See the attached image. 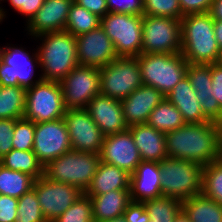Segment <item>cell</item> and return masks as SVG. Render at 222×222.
I'll use <instances>...</instances> for the list:
<instances>
[{
  "label": "cell",
  "mask_w": 222,
  "mask_h": 222,
  "mask_svg": "<svg viewBox=\"0 0 222 222\" xmlns=\"http://www.w3.org/2000/svg\"><path fill=\"white\" fill-rule=\"evenodd\" d=\"M214 0H179L183 15L208 13Z\"/></svg>",
  "instance_id": "obj_44"
},
{
  "label": "cell",
  "mask_w": 222,
  "mask_h": 222,
  "mask_svg": "<svg viewBox=\"0 0 222 222\" xmlns=\"http://www.w3.org/2000/svg\"><path fill=\"white\" fill-rule=\"evenodd\" d=\"M109 12L143 15V0H106Z\"/></svg>",
  "instance_id": "obj_40"
},
{
  "label": "cell",
  "mask_w": 222,
  "mask_h": 222,
  "mask_svg": "<svg viewBox=\"0 0 222 222\" xmlns=\"http://www.w3.org/2000/svg\"><path fill=\"white\" fill-rule=\"evenodd\" d=\"M181 54L190 64L219 63L222 52L209 13L187 14L181 19Z\"/></svg>",
  "instance_id": "obj_3"
},
{
  "label": "cell",
  "mask_w": 222,
  "mask_h": 222,
  "mask_svg": "<svg viewBox=\"0 0 222 222\" xmlns=\"http://www.w3.org/2000/svg\"><path fill=\"white\" fill-rule=\"evenodd\" d=\"M15 119H0V158L13 149Z\"/></svg>",
  "instance_id": "obj_41"
},
{
  "label": "cell",
  "mask_w": 222,
  "mask_h": 222,
  "mask_svg": "<svg viewBox=\"0 0 222 222\" xmlns=\"http://www.w3.org/2000/svg\"><path fill=\"white\" fill-rule=\"evenodd\" d=\"M220 159L222 160V143H221Z\"/></svg>",
  "instance_id": "obj_52"
},
{
  "label": "cell",
  "mask_w": 222,
  "mask_h": 222,
  "mask_svg": "<svg viewBox=\"0 0 222 222\" xmlns=\"http://www.w3.org/2000/svg\"><path fill=\"white\" fill-rule=\"evenodd\" d=\"M65 112L60 82L41 80L26 88L23 118L34 123L47 122L63 118Z\"/></svg>",
  "instance_id": "obj_9"
},
{
  "label": "cell",
  "mask_w": 222,
  "mask_h": 222,
  "mask_svg": "<svg viewBox=\"0 0 222 222\" xmlns=\"http://www.w3.org/2000/svg\"><path fill=\"white\" fill-rule=\"evenodd\" d=\"M26 88L0 86V119H21L25 113Z\"/></svg>",
  "instance_id": "obj_29"
},
{
  "label": "cell",
  "mask_w": 222,
  "mask_h": 222,
  "mask_svg": "<svg viewBox=\"0 0 222 222\" xmlns=\"http://www.w3.org/2000/svg\"><path fill=\"white\" fill-rule=\"evenodd\" d=\"M186 75L201 103L204 115L210 121L222 124V109L212 96L211 64L188 63Z\"/></svg>",
  "instance_id": "obj_20"
},
{
  "label": "cell",
  "mask_w": 222,
  "mask_h": 222,
  "mask_svg": "<svg viewBox=\"0 0 222 222\" xmlns=\"http://www.w3.org/2000/svg\"><path fill=\"white\" fill-rule=\"evenodd\" d=\"M143 204L153 222H174L176 215L182 209L181 200L166 196L146 200Z\"/></svg>",
  "instance_id": "obj_33"
},
{
  "label": "cell",
  "mask_w": 222,
  "mask_h": 222,
  "mask_svg": "<svg viewBox=\"0 0 222 222\" xmlns=\"http://www.w3.org/2000/svg\"><path fill=\"white\" fill-rule=\"evenodd\" d=\"M36 42L42 80L61 82L78 66L76 37L67 31H56L31 38ZM40 41V42H39Z\"/></svg>",
  "instance_id": "obj_2"
},
{
  "label": "cell",
  "mask_w": 222,
  "mask_h": 222,
  "mask_svg": "<svg viewBox=\"0 0 222 222\" xmlns=\"http://www.w3.org/2000/svg\"><path fill=\"white\" fill-rule=\"evenodd\" d=\"M100 26V17L73 2L66 21L65 31L77 37Z\"/></svg>",
  "instance_id": "obj_32"
},
{
  "label": "cell",
  "mask_w": 222,
  "mask_h": 222,
  "mask_svg": "<svg viewBox=\"0 0 222 222\" xmlns=\"http://www.w3.org/2000/svg\"><path fill=\"white\" fill-rule=\"evenodd\" d=\"M34 179L20 171H14L0 164V194L20 198L32 189Z\"/></svg>",
  "instance_id": "obj_31"
},
{
  "label": "cell",
  "mask_w": 222,
  "mask_h": 222,
  "mask_svg": "<svg viewBox=\"0 0 222 222\" xmlns=\"http://www.w3.org/2000/svg\"><path fill=\"white\" fill-rule=\"evenodd\" d=\"M180 111L185 123H204L210 120L204 115L196 92L187 75L165 96Z\"/></svg>",
  "instance_id": "obj_23"
},
{
  "label": "cell",
  "mask_w": 222,
  "mask_h": 222,
  "mask_svg": "<svg viewBox=\"0 0 222 222\" xmlns=\"http://www.w3.org/2000/svg\"><path fill=\"white\" fill-rule=\"evenodd\" d=\"M140 152L142 161L161 162L167 158L165 133L154 129L147 123L128 127Z\"/></svg>",
  "instance_id": "obj_24"
},
{
  "label": "cell",
  "mask_w": 222,
  "mask_h": 222,
  "mask_svg": "<svg viewBox=\"0 0 222 222\" xmlns=\"http://www.w3.org/2000/svg\"><path fill=\"white\" fill-rule=\"evenodd\" d=\"M126 222H153L141 202H131L123 213Z\"/></svg>",
  "instance_id": "obj_43"
},
{
  "label": "cell",
  "mask_w": 222,
  "mask_h": 222,
  "mask_svg": "<svg viewBox=\"0 0 222 222\" xmlns=\"http://www.w3.org/2000/svg\"><path fill=\"white\" fill-rule=\"evenodd\" d=\"M18 198L0 194V222H15Z\"/></svg>",
  "instance_id": "obj_42"
},
{
  "label": "cell",
  "mask_w": 222,
  "mask_h": 222,
  "mask_svg": "<svg viewBox=\"0 0 222 222\" xmlns=\"http://www.w3.org/2000/svg\"><path fill=\"white\" fill-rule=\"evenodd\" d=\"M164 99L165 95L152 86L138 87L121 101L126 125L147 123L152 110Z\"/></svg>",
  "instance_id": "obj_21"
},
{
  "label": "cell",
  "mask_w": 222,
  "mask_h": 222,
  "mask_svg": "<svg viewBox=\"0 0 222 222\" xmlns=\"http://www.w3.org/2000/svg\"><path fill=\"white\" fill-rule=\"evenodd\" d=\"M74 2L100 18L109 12L106 0H74Z\"/></svg>",
  "instance_id": "obj_46"
},
{
  "label": "cell",
  "mask_w": 222,
  "mask_h": 222,
  "mask_svg": "<svg viewBox=\"0 0 222 222\" xmlns=\"http://www.w3.org/2000/svg\"><path fill=\"white\" fill-rule=\"evenodd\" d=\"M202 194L222 206V160L211 162L203 168Z\"/></svg>",
  "instance_id": "obj_34"
},
{
  "label": "cell",
  "mask_w": 222,
  "mask_h": 222,
  "mask_svg": "<svg viewBox=\"0 0 222 222\" xmlns=\"http://www.w3.org/2000/svg\"><path fill=\"white\" fill-rule=\"evenodd\" d=\"M86 110L104 136L128 129L120 100L99 94L90 100Z\"/></svg>",
  "instance_id": "obj_19"
},
{
  "label": "cell",
  "mask_w": 222,
  "mask_h": 222,
  "mask_svg": "<svg viewBox=\"0 0 222 222\" xmlns=\"http://www.w3.org/2000/svg\"><path fill=\"white\" fill-rule=\"evenodd\" d=\"M103 222H126V220L123 216H121V217L113 218L111 220H107Z\"/></svg>",
  "instance_id": "obj_51"
},
{
  "label": "cell",
  "mask_w": 222,
  "mask_h": 222,
  "mask_svg": "<svg viewBox=\"0 0 222 222\" xmlns=\"http://www.w3.org/2000/svg\"><path fill=\"white\" fill-rule=\"evenodd\" d=\"M211 77H212V96L217 100L220 108L222 109V64H211Z\"/></svg>",
  "instance_id": "obj_45"
},
{
  "label": "cell",
  "mask_w": 222,
  "mask_h": 222,
  "mask_svg": "<svg viewBox=\"0 0 222 222\" xmlns=\"http://www.w3.org/2000/svg\"><path fill=\"white\" fill-rule=\"evenodd\" d=\"M174 222H190L186 213L181 209V211L176 215Z\"/></svg>",
  "instance_id": "obj_49"
},
{
  "label": "cell",
  "mask_w": 222,
  "mask_h": 222,
  "mask_svg": "<svg viewBox=\"0 0 222 222\" xmlns=\"http://www.w3.org/2000/svg\"><path fill=\"white\" fill-rule=\"evenodd\" d=\"M137 60L143 84L152 86L165 96L186 76L188 62L181 52L174 54L141 53L137 56Z\"/></svg>",
  "instance_id": "obj_6"
},
{
  "label": "cell",
  "mask_w": 222,
  "mask_h": 222,
  "mask_svg": "<svg viewBox=\"0 0 222 222\" xmlns=\"http://www.w3.org/2000/svg\"><path fill=\"white\" fill-rule=\"evenodd\" d=\"M100 26L112 40L118 57H137L142 53V15L108 12Z\"/></svg>",
  "instance_id": "obj_8"
},
{
  "label": "cell",
  "mask_w": 222,
  "mask_h": 222,
  "mask_svg": "<svg viewBox=\"0 0 222 222\" xmlns=\"http://www.w3.org/2000/svg\"><path fill=\"white\" fill-rule=\"evenodd\" d=\"M159 167L163 196L183 201L201 194L204 166L167 157L159 162Z\"/></svg>",
  "instance_id": "obj_5"
},
{
  "label": "cell",
  "mask_w": 222,
  "mask_h": 222,
  "mask_svg": "<svg viewBox=\"0 0 222 222\" xmlns=\"http://www.w3.org/2000/svg\"><path fill=\"white\" fill-rule=\"evenodd\" d=\"M214 35L217 41L218 47L222 52V21L214 20Z\"/></svg>",
  "instance_id": "obj_48"
},
{
  "label": "cell",
  "mask_w": 222,
  "mask_h": 222,
  "mask_svg": "<svg viewBox=\"0 0 222 222\" xmlns=\"http://www.w3.org/2000/svg\"><path fill=\"white\" fill-rule=\"evenodd\" d=\"M182 210L190 222H222V206L202 193L183 200Z\"/></svg>",
  "instance_id": "obj_27"
},
{
  "label": "cell",
  "mask_w": 222,
  "mask_h": 222,
  "mask_svg": "<svg viewBox=\"0 0 222 222\" xmlns=\"http://www.w3.org/2000/svg\"><path fill=\"white\" fill-rule=\"evenodd\" d=\"M53 222H94L90 197L83 193Z\"/></svg>",
  "instance_id": "obj_36"
},
{
  "label": "cell",
  "mask_w": 222,
  "mask_h": 222,
  "mask_svg": "<svg viewBox=\"0 0 222 222\" xmlns=\"http://www.w3.org/2000/svg\"><path fill=\"white\" fill-rule=\"evenodd\" d=\"M0 164L14 171H20L31 176L34 180L44 175V167L38 161L36 154L31 151L12 149L0 158Z\"/></svg>",
  "instance_id": "obj_28"
},
{
  "label": "cell",
  "mask_w": 222,
  "mask_h": 222,
  "mask_svg": "<svg viewBox=\"0 0 222 222\" xmlns=\"http://www.w3.org/2000/svg\"><path fill=\"white\" fill-rule=\"evenodd\" d=\"M147 124L158 131L167 133L182 127L185 122L177 107L165 98L152 110Z\"/></svg>",
  "instance_id": "obj_30"
},
{
  "label": "cell",
  "mask_w": 222,
  "mask_h": 222,
  "mask_svg": "<svg viewBox=\"0 0 222 222\" xmlns=\"http://www.w3.org/2000/svg\"><path fill=\"white\" fill-rule=\"evenodd\" d=\"M208 13L214 20L222 21V0H214Z\"/></svg>",
  "instance_id": "obj_47"
},
{
  "label": "cell",
  "mask_w": 222,
  "mask_h": 222,
  "mask_svg": "<svg viewBox=\"0 0 222 222\" xmlns=\"http://www.w3.org/2000/svg\"><path fill=\"white\" fill-rule=\"evenodd\" d=\"M100 94L122 101L143 85L137 57H118L99 69Z\"/></svg>",
  "instance_id": "obj_10"
},
{
  "label": "cell",
  "mask_w": 222,
  "mask_h": 222,
  "mask_svg": "<svg viewBox=\"0 0 222 222\" xmlns=\"http://www.w3.org/2000/svg\"><path fill=\"white\" fill-rule=\"evenodd\" d=\"M32 188L47 222H53L84 193L75 186L49 180L44 175L34 180Z\"/></svg>",
  "instance_id": "obj_13"
},
{
  "label": "cell",
  "mask_w": 222,
  "mask_h": 222,
  "mask_svg": "<svg viewBox=\"0 0 222 222\" xmlns=\"http://www.w3.org/2000/svg\"><path fill=\"white\" fill-rule=\"evenodd\" d=\"M60 84L66 110L86 109L90 100L100 94L99 68L78 65Z\"/></svg>",
  "instance_id": "obj_12"
},
{
  "label": "cell",
  "mask_w": 222,
  "mask_h": 222,
  "mask_svg": "<svg viewBox=\"0 0 222 222\" xmlns=\"http://www.w3.org/2000/svg\"><path fill=\"white\" fill-rule=\"evenodd\" d=\"M78 64L102 68L118 58L112 40L101 26L76 37Z\"/></svg>",
  "instance_id": "obj_16"
},
{
  "label": "cell",
  "mask_w": 222,
  "mask_h": 222,
  "mask_svg": "<svg viewBox=\"0 0 222 222\" xmlns=\"http://www.w3.org/2000/svg\"><path fill=\"white\" fill-rule=\"evenodd\" d=\"M39 68L36 48L28 50L11 42L0 45V86L32 87L42 80Z\"/></svg>",
  "instance_id": "obj_4"
},
{
  "label": "cell",
  "mask_w": 222,
  "mask_h": 222,
  "mask_svg": "<svg viewBox=\"0 0 222 222\" xmlns=\"http://www.w3.org/2000/svg\"><path fill=\"white\" fill-rule=\"evenodd\" d=\"M100 161L108 163L132 174L141 163L138 151L131 132H124L104 136L100 151Z\"/></svg>",
  "instance_id": "obj_17"
},
{
  "label": "cell",
  "mask_w": 222,
  "mask_h": 222,
  "mask_svg": "<svg viewBox=\"0 0 222 222\" xmlns=\"http://www.w3.org/2000/svg\"><path fill=\"white\" fill-rule=\"evenodd\" d=\"M2 1L3 0H0V17H1V19H2V21L4 22L5 20H7V18H8V14H9V10L8 9H5L4 7H2V6H4L3 4H2ZM2 4V5H1ZM8 10V11H7ZM8 13V14H7ZM6 18V19H5Z\"/></svg>",
  "instance_id": "obj_50"
},
{
  "label": "cell",
  "mask_w": 222,
  "mask_h": 222,
  "mask_svg": "<svg viewBox=\"0 0 222 222\" xmlns=\"http://www.w3.org/2000/svg\"><path fill=\"white\" fill-rule=\"evenodd\" d=\"M9 2V6L13 9V12H17L23 16L24 26H26L30 20L35 16L36 12L44 4V0H3L2 3Z\"/></svg>",
  "instance_id": "obj_39"
},
{
  "label": "cell",
  "mask_w": 222,
  "mask_h": 222,
  "mask_svg": "<svg viewBox=\"0 0 222 222\" xmlns=\"http://www.w3.org/2000/svg\"><path fill=\"white\" fill-rule=\"evenodd\" d=\"M94 222H103L123 216L132 202L130 190H112L90 197Z\"/></svg>",
  "instance_id": "obj_26"
},
{
  "label": "cell",
  "mask_w": 222,
  "mask_h": 222,
  "mask_svg": "<svg viewBox=\"0 0 222 222\" xmlns=\"http://www.w3.org/2000/svg\"><path fill=\"white\" fill-rule=\"evenodd\" d=\"M12 137L13 149L33 150L35 123L25 118L16 119Z\"/></svg>",
  "instance_id": "obj_38"
},
{
  "label": "cell",
  "mask_w": 222,
  "mask_h": 222,
  "mask_svg": "<svg viewBox=\"0 0 222 222\" xmlns=\"http://www.w3.org/2000/svg\"><path fill=\"white\" fill-rule=\"evenodd\" d=\"M130 174L117 166L100 162L91 184L84 192L93 197L112 190H129Z\"/></svg>",
  "instance_id": "obj_25"
},
{
  "label": "cell",
  "mask_w": 222,
  "mask_h": 222,
  "mask_svg": "<svg viewBox=\"0 0 222 222\" xmlns=\"http://www.w3.org/2000/svg\"><path fill=\"white\" fill-rule=\"evenodd\" d=\"M181 52V20L142 15V53Z\"/></svg>",
  "instance_id": "obj_11"
},
{
  "label": "cell",
  "mask_w": 222,
  "mask_h": 222,
  "mask_svg": "<svg viewBox=\"0 0 222 222\" xmlns=\"http://www.w3.org/2000/svg\"><path fill=\"white\" fill-rule=\"evenodd\" d=\"M15 222H47L32 188L18 199L17 217Z\"/></svg>",
  "instance_id": "obj_35"
},
{
  "label": "cell",
  "mask_w": 222,
  "mask_h": 222,
  "mask_svg": "<svg viewBox=\"0 0 222 222\" xmlns=\"http://www.w3.org/2000/svg\"><path fill=\"white\" fill-rule=\"evenodd\" d=\"M70 150V137L63 118L35 123L33 152L43 167Z\"/></svg>",
  "instance_id": "obj_14"
},
{
  "label": "cell",
  "mask_w": 222,
  "mask_h": 222,
  "mask_svg": "<svg viewBox=\"0 0 222 222\" xmlns=\"http://www.w3.org/2000/svg\"><path fill=\"white\" fill-rule=\"evenodd\" d=\"M143 16L170 17L181 20L179 0H143Z\"/></svg>",
  "instance_id": "obj_37"
},
{
  "label": "cell",
  "mask_w": 222,
  "mask_h": 222,
  "mask_svg": "<svg viewBox=\"0 0 222 222\" xmlns=\"http://www.w3.org/2000/svg\"><path fill=\"white\" fill-rule=\"evenodd\" d=\"M74 151L100 154L104 135L86 109L66 110L63 117Z\"/></svg>",
  "instance_id": "obj_15"
},
{
  "label": "cell",
  "mask_w": 222,
  "mask_h": 222,
  "mask_svg": "<svg viewBox=\"0 0 222 222\" xmlns=\"http://www.w3.org/2000/svg\"><path fill=\"white\" fill-rule=\"evenodd\" d=\"M129 190L132 202L162 197L159 162L141 161L130 175Z\"/></svg>",
  "instance_id": "obj_22"
},
{
  "label": "cell",
  "mask_w": 222,
  "mask_h": 222,
  "mask_svg": "<svg viewBox=\"0 0 222 222\" xmlns=\"http://www.w3.org/2000/svg\"><path fill=\"white\" fill-rule=\"evenodd\" d=\"M73 2L74 0H44L42 7L24 27L23 33L26 32L25 36L30 39L44 33L64 31Z\"/></svg>",
  "instance_id": "obj_18"
},
{
  "label": "cell",
  "mask_w": 222,
  "mask_h": 222,
  "mask_svg": "<svg viewBox=\"0 0 222 222\" xmlns=\"http://www.w3.org/2000/svg\"><path fill=\"white\" fill-rule=\"evenodd\" d=\"M222 124L213 121L185 123L165 133L168 157L196 162L201 166L220 159Z\"/></svg>",
  "instance_id": "obj_1"
},
{
  "label": "cell",
  "mask_w": 222,
  "mask_h": 222,
  "mask_svg": "<svg viewBox=\"0 0 222 222\" xmlns=\"http://www.w3.org/2000/svg\"><path fill=\"white\" fill-rule=\"evenodd\" d=\"M100 155L70 150L44 167L49 180L66 183L85 192L100 164Z\"/></svg>",
  "instance_id": "obj_7"
}]
</instances>
